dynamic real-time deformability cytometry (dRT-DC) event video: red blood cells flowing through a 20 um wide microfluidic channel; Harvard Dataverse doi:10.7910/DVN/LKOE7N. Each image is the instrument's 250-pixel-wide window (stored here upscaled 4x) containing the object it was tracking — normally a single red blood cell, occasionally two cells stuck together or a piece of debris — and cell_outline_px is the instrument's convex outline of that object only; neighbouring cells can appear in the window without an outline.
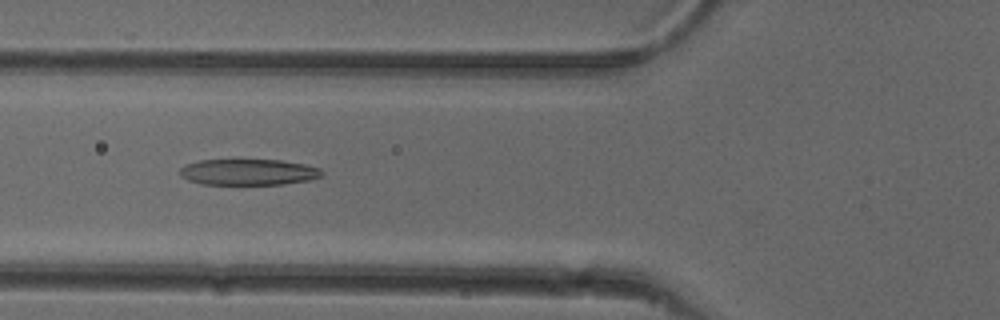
{"species": "common noctule bat (a hibernating species)", "species_latin": "Nyctalus noctula", "temperature_condition": "cold", "stored_images_in_passage": 52, "camera_frame_rate_fps": 3000, "um_per_image_px": 0.085, "animal": {"sex": "female"}, "frame": {"image": 1, "passage_image": 19, "time_ms": 6.0, "image_size_px": [1000, 320], "cell_outline_px": [[324, 172], [320, 176], [308, 180], [284, 184], [200, 184], [188, 180], [180, 176], [180, 168], [184, 164], [200, 160], [280, 160], [304, 164], [320, 168]], "centroid_in_image_um": [21.08, 14.62], "position_along_channel_um": 104.7, "area_um2": 21.56}}
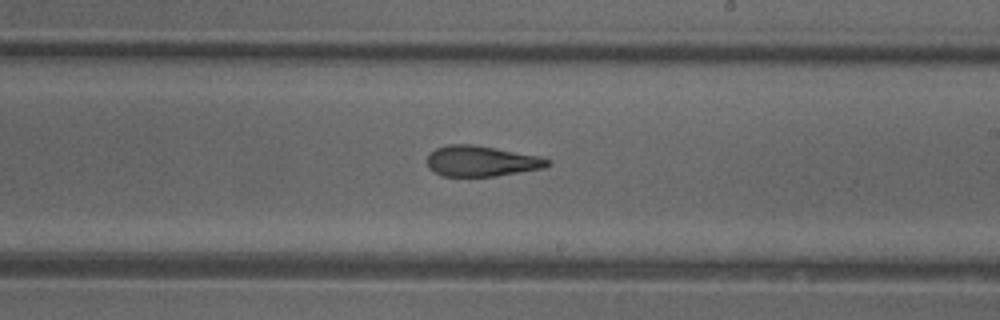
{"frame": {"image": 2, "passage_image": 30, "time_ms": 9.667, "image_size_px": [1000, 320], "cell_outline_px": [[552, 164], [544, 168], [496, 176], [444, 176], [428, 168], [428, 156], [436, 148], [448, 144], [472, 144], [496, 148], [540, 156], [552, 160]], "centroid_in_image_um": [40.97, 13.69], "position_along_channel_um": 248.0, "area_um2": 21.5}}
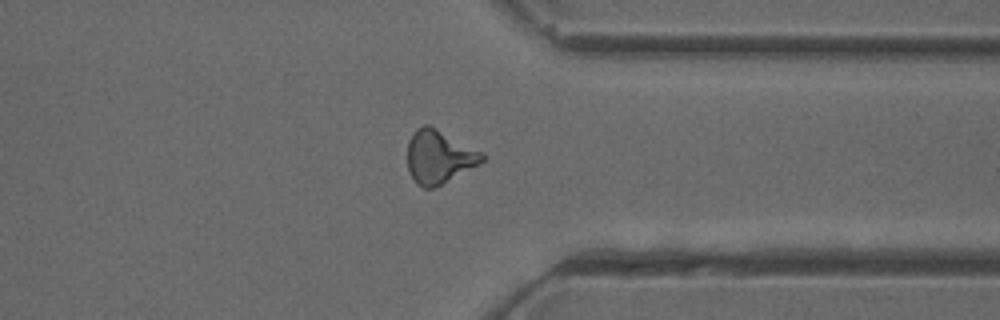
{"frame": {"image": 3, "passage_image": 40, "time_ms": 13.0, "image_size_px": [1000, 320], "cell_outline_px": [[484, 160], [480, 164], [432, 188], [424, 188], [416, 184], [408, 172], [408, 140], [416, 128], [424, 124], [428, 124], [484, 152]], "centroid_in_image_um": [37.31, 13.31], "position_along_channel_um": 374.1, "area_um2": 23.18}, "authors_computed_cell_mechanics": {"area_um2": 22.4264, "velocity_mm_per_s": 3.8913, "shape_relaxation_time_tau1_ms": null, "shape_relaxation_time_tau2_ms": 1.9115, "deformation_change_tau1": null, "deformation_change_tau2": 0.1166}}